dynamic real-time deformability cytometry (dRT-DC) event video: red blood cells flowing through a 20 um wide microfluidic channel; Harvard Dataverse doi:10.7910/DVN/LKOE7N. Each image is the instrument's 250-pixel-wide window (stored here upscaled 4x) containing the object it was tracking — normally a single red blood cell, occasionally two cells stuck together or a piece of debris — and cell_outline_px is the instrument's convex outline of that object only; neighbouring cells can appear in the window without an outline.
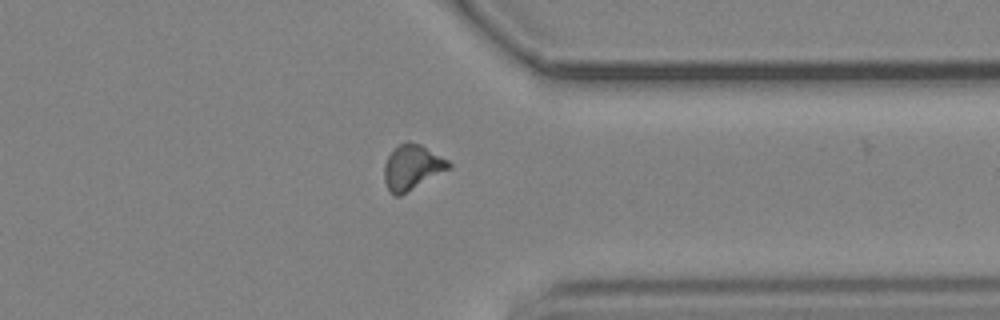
{"species": "common noctule bat (a hibernating species)", "species_latin": "Nyctalus noctula", "temperature_condition": "cold", "stored_images_in_passage": 28, "camera_frame_rate_fps": 3000, "um_per_image_px": 0.085, "animal": {"sex": "male", "body_mass_g": 19.2, "forearm_length_mm": 51.8}, "frame": {"image": 1, "passage_image": 27, "time_ms": 8.667, "image_size_px": [1000, 320], "cell_outline_px": [[452, 168], [400, 196], [396, 196], [388, 188], [384, 180], [384, 164], [388, 156], [400, 144], [408, 140], [420, 144], [448, 160], [452, 164]], "centroid_in_image_um": [35.05, 14.22], "position_along_channel_um": 376.3, "area_um2": 16.88}}